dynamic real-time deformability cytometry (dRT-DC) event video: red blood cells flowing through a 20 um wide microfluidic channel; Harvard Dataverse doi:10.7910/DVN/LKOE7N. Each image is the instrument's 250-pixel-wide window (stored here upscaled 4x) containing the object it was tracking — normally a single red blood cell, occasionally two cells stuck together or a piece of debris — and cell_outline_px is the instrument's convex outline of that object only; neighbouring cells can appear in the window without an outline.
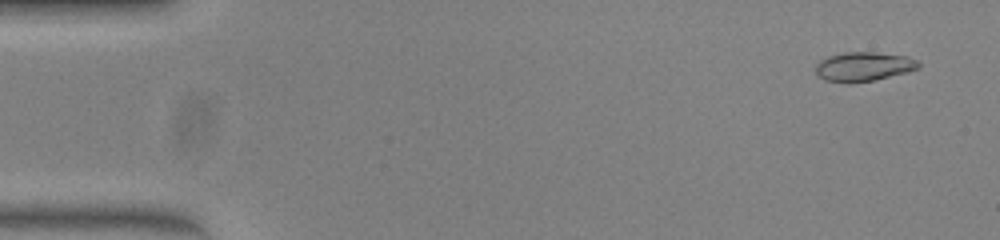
{"species": "common noctule bat (a hibernating species)", "species_latin": "Nyctalus noctula", "temperature_condition": "warm", "stored_images_in_passage": 50, "camera_frame_rate_fps": 3000, "um_per_image_px": 0.085, "animal": {"sex": "female", "body_mass_g": 23.0, "forearm_length_mm": 53.4}, "frame": {"image": 1, "passage_image": 3, "time_ms": 0.667, "image_size_px": [1000, 240], "cell_outline_px": [[920, 68], [908, 72], [876, 80], [848, 84], [824, 80], [816, 76], [816, 64], [820, 60], [828, 56], [844, 52], [876, 52], [908, 56], [916, 60], [920, 64]], "centroid_in_image_um": [73.39, 5.67], "position_along_channel_um": 11.6, "area_um2": 17.92}}
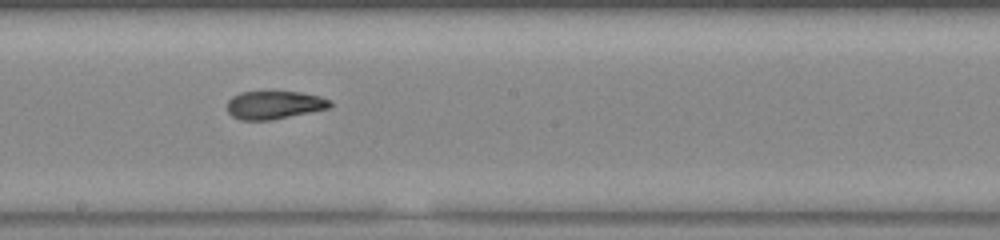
{"frame": {"image": 2, "passage_image": 28, "time_ms": 9.0, "image_size_px": [1000, 240], "cell_outline_px": [[332, 104], [328, 108], [272, 120], [240, 120], [232, 116], [228, 112], [228, 100], [232, 96], [240, 92], [300, 92], [320, 96], [332, 100]], "centroid_in_image_um": [23.31, 8.92], "position_along_channel_um": 224.9, "area_um2": 16.82}}
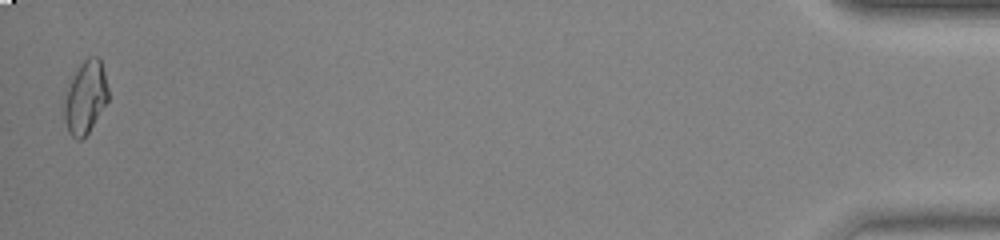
{"frame": {"image": 3, "passage_image": 50, "time_ms": 16.333, "image_size_px": [1000, 240], "cell_outline_px": [[108, 100], [88, 132], [80, 140], [76, 140], [68, 132], [64, 120], [64, 100], [68, 88], [80, 64], [88, 56], [100, 56], [108, 88]], "centroid_in_image_um": [7.27, 8.27], "position_along_channel_um": 427.9, "area_um2": 18.38}, "authors_computed_cell_mechanics": {"area_um2": 17.6001, "velocity_mm_per_s": 4.0778, "shape_relaxation_time_tau1_ms": null, "shape_relaxation_time_tau2_ms": 2.7233, "deformation_change_tau1": null, "deformation_change_tau2": 0.0557}}